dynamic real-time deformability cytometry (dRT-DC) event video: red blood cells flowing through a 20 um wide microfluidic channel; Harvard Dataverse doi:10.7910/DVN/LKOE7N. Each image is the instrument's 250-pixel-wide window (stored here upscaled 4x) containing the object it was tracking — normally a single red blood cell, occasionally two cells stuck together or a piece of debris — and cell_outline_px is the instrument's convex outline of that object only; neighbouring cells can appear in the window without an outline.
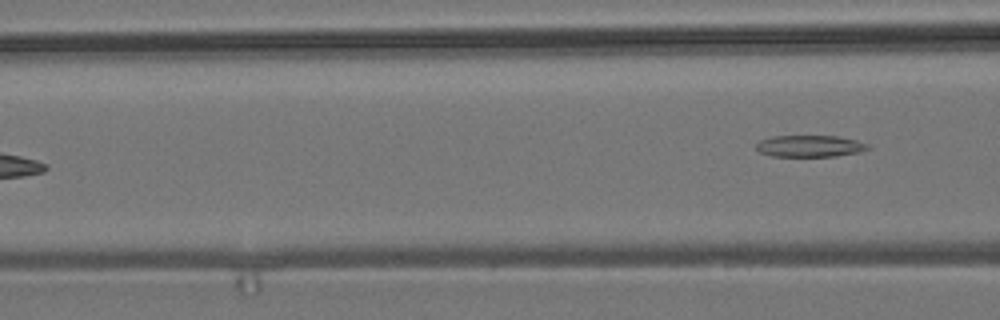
{"species": "common noctule bat (a hibernating species)", "species_latin": "Nyctalus noctula", "temperature_condition": "room temperature", "stored_images_in_passage": 6, "camera_frame_rate_fps": 3000, "um_per_image_px": 0.085, "animal": {"sex": "male", "body_mass_g": 19.2, "forearm_length_mm": 51.8}, "frame": {"image": 1, "passage_image": 6, "time_ms": 6.0, "image_size_px": [1000, 320], "cell_outline_px": [[872, 148], [860, 152], [836, 156], [772, 156], [760, 152], [756, 148], [756, 144], [760, 140], [772, 136], [836, 136], [856, 140], [868, 144]], "centroid_in_image_um": [68.86, 12.42], "position_along_channel_um": 97.7, "area_um2": 14.1}}